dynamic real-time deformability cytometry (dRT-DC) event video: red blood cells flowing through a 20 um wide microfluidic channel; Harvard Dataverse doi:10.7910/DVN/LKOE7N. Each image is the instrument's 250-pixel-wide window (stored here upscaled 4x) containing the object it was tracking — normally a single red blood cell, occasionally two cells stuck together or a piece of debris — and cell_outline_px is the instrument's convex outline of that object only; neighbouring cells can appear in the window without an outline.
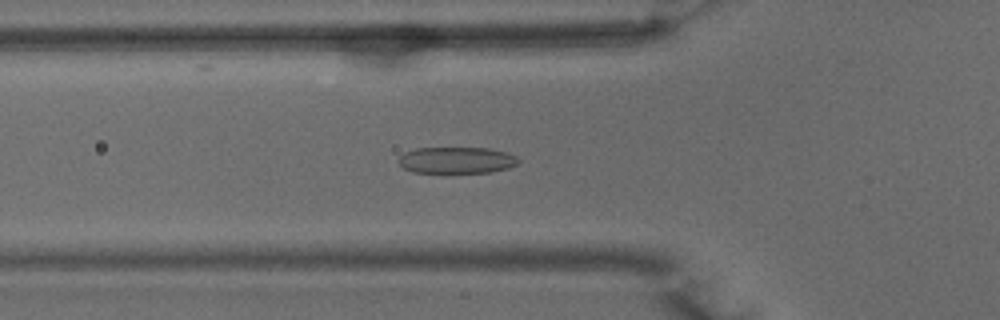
{"species": "common noctule bat (a hibernating species)", "species_latin": "Nyctalus noctula", "temperature_condition": "warm", "stored_images_in_passage": 41, "camera_frame_rate_fps": 3000, "um_per_image_px": 0.085, "animal": {"sex": "male", "body_mass_g": 15.6}, "frame": {"image": 1, "passage_image": 8, "time_ms": 2.333, "image_size_px": [1000, 320], "cell_outline_px": [[520, 160], [516, 164], [508, 168], [492, 172], [412, 172], [404, 168], [396, 160], [404, 152], [416, 148], [488, 148], [508, 152], [516, 156]], "centroid_in_image_um": [38.81, 13.61], "position_along_channel_um": 87.0, "area_um2": 18.5}}
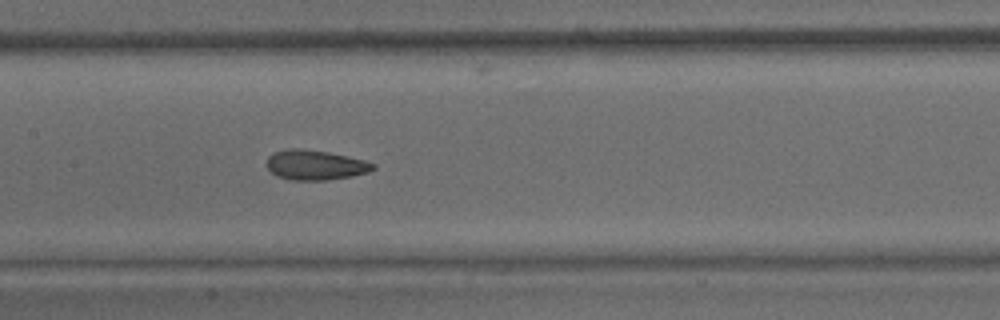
{"frame": {"image": 2, "passage_image": 15, "time_ms": 4.667, "image_size_px": [1000, 320], "cell_outline_px": [[376, 168], [368, 172], [352, 176], [328, 180], [292, 180], [276, 176], [268, 168], [268, 156], [272, 152], [292, 148], [300, 148], [328, 152], [364, 160], [376, 164]], "centroid_in_image_um": [26.81, 14.02], "position_along_channel_um": 180.6, "area_um2": 18.5}}
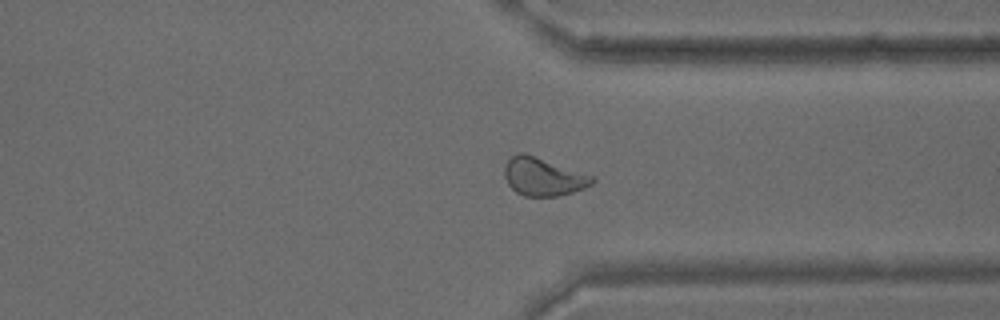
{"frame": {"image": 3, "passage_image": 29, "time_ms": 9.333, "image_size_px": [1000, 320], "cell_outline_px": [[596, 180], [592, 184], [584, 188], [572, 192], [556, 196], [524, 196], [516, 192], [508, 184], [504, 176], [504, 164], [512, 156], [520, 152], [524, 152], [596, 176]], "centroid_in_image_um": [46.19, 15.01], "position_along_channel_um": 365.2, "area_um2": 19.65}, "authors_computed_cell_mechanics": {"area_um2": 19.2474, "velocity_mm_per_s": 3.9714, "shape_relaxation_time_tau1_ms": 5.7683, "shape_relaxation_time_tau2_ms": 1.6384, "deformation_change_tau1": 0.1654, "deformation_change_tau2": 0.0761}}